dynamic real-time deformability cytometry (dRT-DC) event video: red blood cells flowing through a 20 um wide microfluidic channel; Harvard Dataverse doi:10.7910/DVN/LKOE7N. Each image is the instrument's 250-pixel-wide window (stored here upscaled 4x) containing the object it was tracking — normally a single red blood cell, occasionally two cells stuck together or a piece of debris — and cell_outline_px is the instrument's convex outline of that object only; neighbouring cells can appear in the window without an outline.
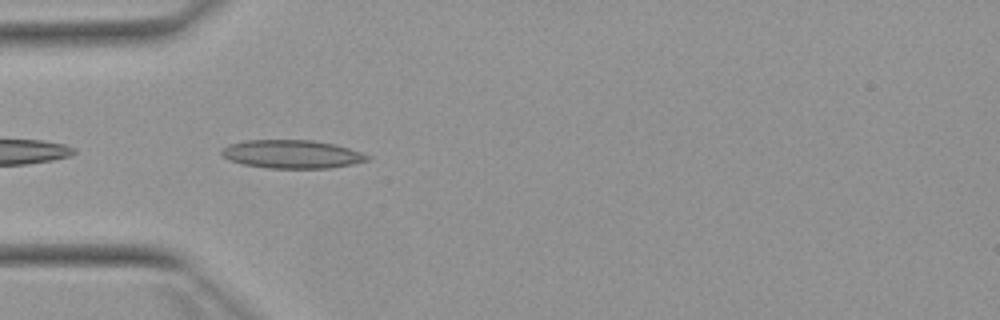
{"species": "Egyptian fruit bat (a non-hibernating species)", "species_latin": "Rousettus aegyptiacus", "temperature_condition": "warm", "stored_images_in_passage": 5, "camera_frame_rate_fps": 3000, "um_per_image_px": 0.085, "animal": {"sex": "female"}, "frame": {"image": 1, "passage_image": 2, "time_ms": 0.333, "image_size_px": [1000, 320], "cell_outline_px": [[372, 160], [352, 164], [328, 168], [268, 168], [244, 164], [232, 160], [224, 156], [220, 152], [228, 144], [244, 140], [312, 140], [332, 144], [348, 148], [372, 156]], "centroid_in_image_um": [24.85, 13.1], "position_along_channel_um": 60.1, "area_um2": 23.93}}